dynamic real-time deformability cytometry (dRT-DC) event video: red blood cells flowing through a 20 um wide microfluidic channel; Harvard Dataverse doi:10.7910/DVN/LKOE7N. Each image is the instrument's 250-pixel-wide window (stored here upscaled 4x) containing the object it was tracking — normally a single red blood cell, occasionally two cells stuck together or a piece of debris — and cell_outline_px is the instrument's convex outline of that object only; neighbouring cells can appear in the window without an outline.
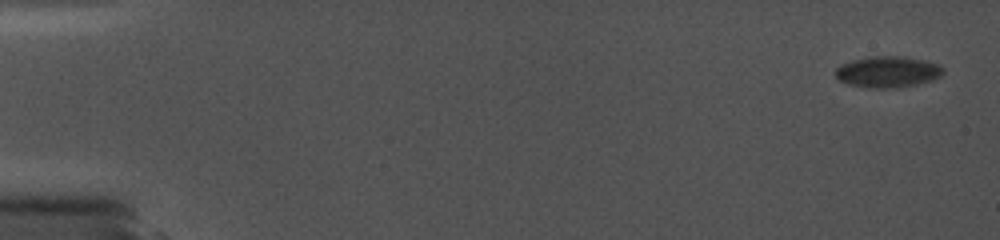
{"species": "common noctule bat (a hibernating species)", "species_latin": "Nyctalus noctula", "temperature_condition": "cold", "stored_images_in_passage": 15, "camera_frame_rate_fps": 5000, "um_per_image_px": 0.085, "animal": {"sex": "female", "body_mass_g": 19.0, "forearm_length_mm": 56.7}, "frame": {"image": 1, "passage_image": 1, "time_ms": 0.0, "image_size_px": [1000, 240], "cell_outline_px": [[944, 72], [940, 76], [932, 80], [916, 84], [896, 88], [868, 88], [848, 84], [840, 80], [836, 76], [836, 68], [840, 64], [852, 60], [868, 56], [904, 56], [924, 60], [940, 64], [944, 68]], "centroid_in_image_um": [75.46, 6.1], "position_along_channel_um": 9.5, "area_um2": 19.77}}
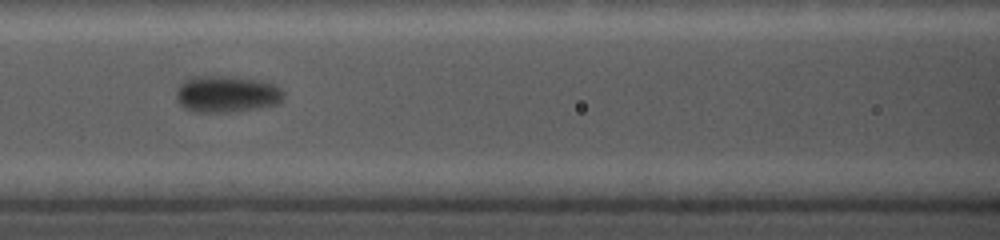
{"frame": {"image": 2, "passage_image": 8, "time_ms": 8.2, "image_size_px": [1000, 240], "cell_outline_px": [[284, 96], [276, 104], [236, 112], [192, 112], [184, 108], [176, 100], [176, 88], [184, 80], [192, 76], [236, 76], [276, 84], [284, 92]], "centroid_in_image_um": [19.23, 7.99], "position_along_channel_um": 147.4, "area_um2": 23.24}}
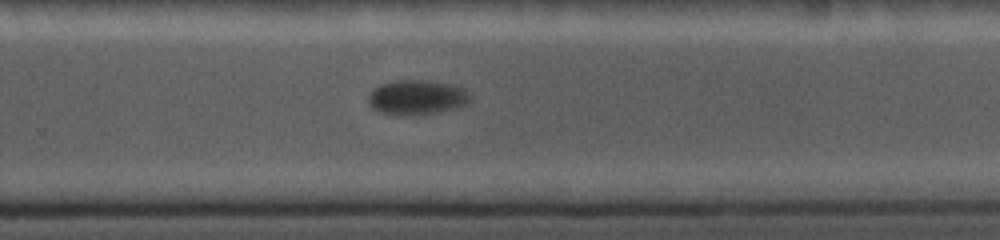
{"frame": {"image": 3, "passage_image": 15, "time_ms": 12.2, "image_size_px": [1000, 240], "cell_outline_px": [[468, 100], [464, 104], [456, 108], [436, 112], [412, 116], [400, 116], [380, 112], [372, 108], [368, 104], [368, 96], [380, 84], [396, 80], [424, 80], [452, 84], [464, 88], [468, 92]], "centroid_in_image_um": [35.39, 8.28], "position_along_channel_um": 294.4, "area_um2": 20.58}}